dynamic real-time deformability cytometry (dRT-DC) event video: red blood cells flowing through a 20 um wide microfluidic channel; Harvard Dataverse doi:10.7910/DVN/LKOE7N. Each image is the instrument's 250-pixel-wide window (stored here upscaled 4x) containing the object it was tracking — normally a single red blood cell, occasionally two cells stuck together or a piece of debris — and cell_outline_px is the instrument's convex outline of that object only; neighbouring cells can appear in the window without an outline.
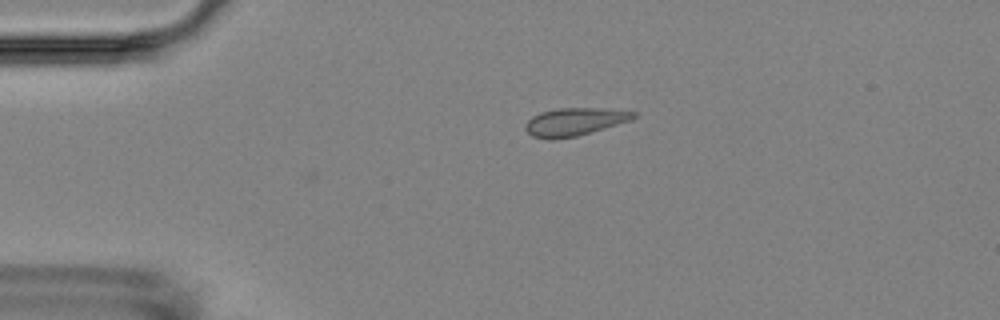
{"species": "Egyptian fruit bat (a non-hibernating species)", "species_latin": "Rousettus aegyptiacus", "temperature_condition": "room temperature", "stored_images_in_passage": 3, "camera_frame_rate_fps": 3000, "um_per_image_px": 0.085, "animal": {"sex": "female"}, "frame": {"image": 1, "passage_image": 2, "time_ms": 1.333, "image_size_px": [1000, 320], "cell_outline_px": [[636, 116], [632, 120], [576, 136], [552, 140], [548, 140], [532, 136], [524, 128], [524, 124], [532, 116], [540, 112], [556, 108], [604, 108], [636, 112]], "centroid_in_image_um": [48.8, 10.35], "position_along_channel_um": 36.2, "area_um2": 17.63}}